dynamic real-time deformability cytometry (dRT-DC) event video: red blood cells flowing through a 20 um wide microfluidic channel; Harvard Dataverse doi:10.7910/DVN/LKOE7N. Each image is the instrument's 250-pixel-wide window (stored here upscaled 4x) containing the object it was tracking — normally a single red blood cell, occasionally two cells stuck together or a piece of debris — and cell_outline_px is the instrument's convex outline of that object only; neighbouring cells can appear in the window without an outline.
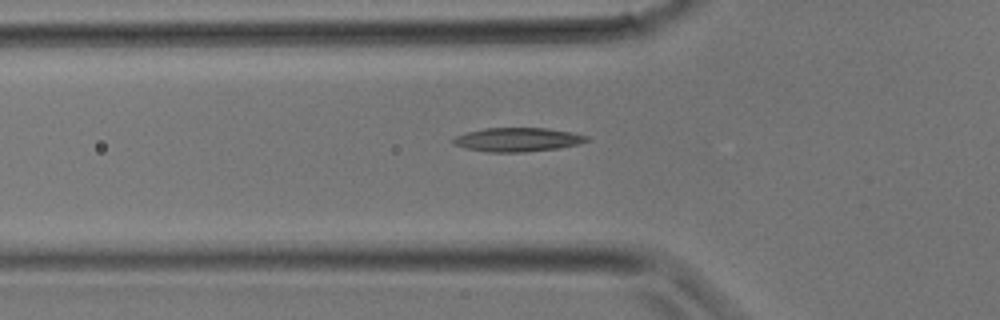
{"species": "common noctule bat (a hibernating species)", "species_latin": "Nyctalus noctula", "temperature_condition": "room temperature", "stored_images_in_passage": 25, "camera_frame_rate_fps": 3000, "um_per_image_px": 0.085, "animal": {"sex": "male", "body_mass_g": 17.9}, "frame": {"image": 1, "passage_image": 3, "time_ms": 0.667, "image_size_px": [1000, 320], "cell_outline_px": [[588, 140], [580, 144], [560, 148], [524, 152], [484, 152], [464, 148], [452, 144], [452, 140], [456, 136], [464, 132], [484, 128], [548, 128], [572, 132], [588, 136]], "centroid_in_image_um": [43.96, 11.87], "position_along_channel_um": 81.8, "area_um2": 18.84}}
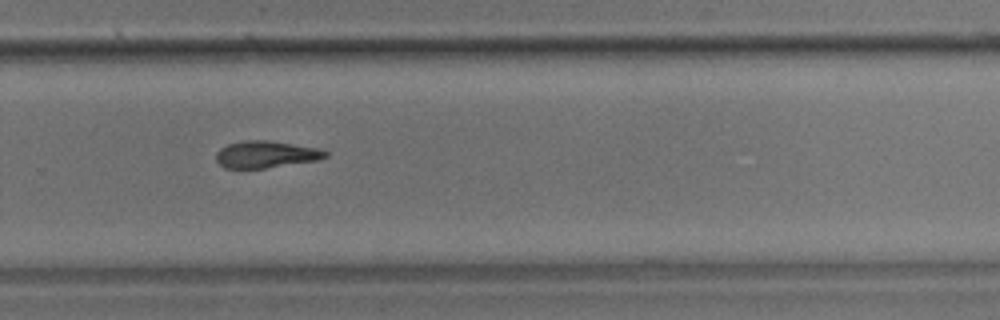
{"frame": {"image": 2, "passage_image": 14, "time_ms": 4.333, "image_size_px": [1000, 320], "cell_outline_px": [[328, 156], [316, 160], [264, 168], [224, 168], [216, 160], [216, 152], [220, 148], [228, 144], [244, 140], [264, 140], [320, 148], [328, 152]], "centroid_in_image_um": [22.58, 13.12], "position_along_channel_um": 307.2, "area_um2": 16.99}}
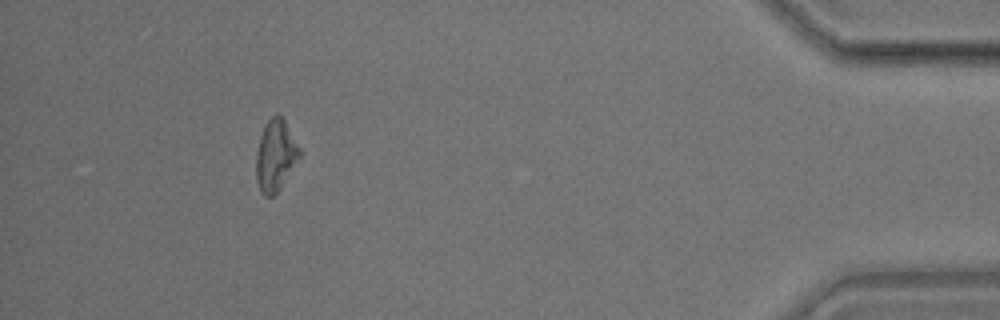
{"frame": {"image": 3, "passage_image": 22, "time_ms": 7.0, "image_size_px": [1000, 320], "cell_outline_px": [[300, 156], [280, 188], [272, 196], [264, 196], [260, 192], [256, 180], [256, 152], [260, 136], [268, 120], [276, 112], [284, 120], [300, 148]], "centroid_in_image_um": [23.4, 13.22], "position_along_channel_um": 411.8, "area_um2": 17.8}}